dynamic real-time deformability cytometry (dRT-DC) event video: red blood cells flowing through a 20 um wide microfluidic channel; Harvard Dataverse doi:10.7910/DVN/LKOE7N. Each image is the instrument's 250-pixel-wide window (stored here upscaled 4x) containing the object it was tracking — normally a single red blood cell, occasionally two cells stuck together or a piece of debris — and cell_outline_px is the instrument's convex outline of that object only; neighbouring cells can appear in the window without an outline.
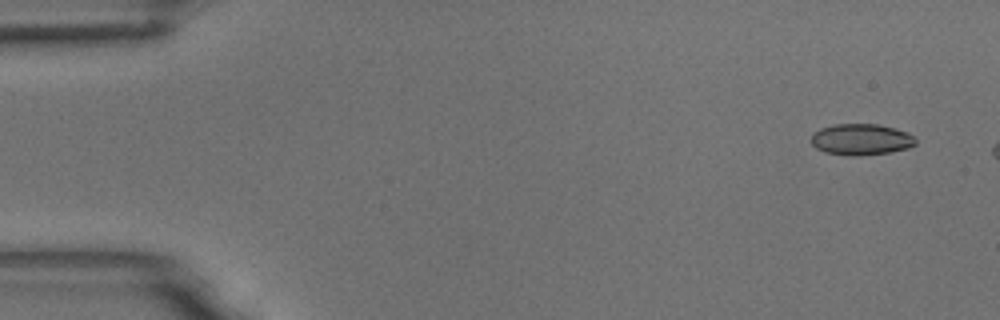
{"species": "common noctule bat (a hibernating species)", "species_latin": "Nyctalus noctula", "temperature_condition": "room temperature", "stored_images_in_passage": 3, "camera_frame_rate_fps": 3000, "um_per_image_px": 0.085, "animal": {"sex": "male", "body_mass_g": 18.8}, "frame": {"image": 1, "passage_image": 1, "time_ms": 0.0, "image_size_px": [1000, 320], "cell_outline_px": [[916, 144], [908, 148], [888, 152], [856, 156], [824, 152], [816, 148], [812, 144], [812, 132], [820, 128], [836, 124], [876, 124], [908, 132], [916, 140]], "centroid_in_image_um": [73.17, 11.85], "position_along_channel_um": 11.8, "area_um2": 18.84}}